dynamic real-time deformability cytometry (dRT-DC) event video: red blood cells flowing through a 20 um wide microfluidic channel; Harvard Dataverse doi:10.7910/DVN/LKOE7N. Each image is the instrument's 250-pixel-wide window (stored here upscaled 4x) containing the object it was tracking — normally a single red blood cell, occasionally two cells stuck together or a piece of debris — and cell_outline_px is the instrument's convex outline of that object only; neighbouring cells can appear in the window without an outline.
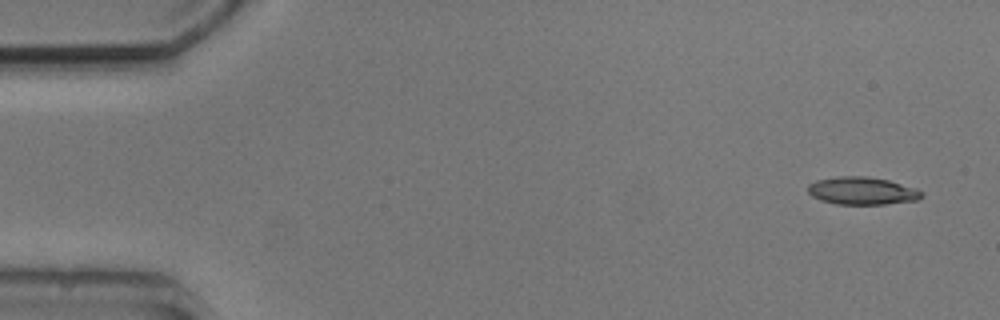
{"species": "common noctule bat (a hibernating species)", "species_latin": "Nyctalus noctula", "temperature_condition": "cold", "stored_images_in_passage": 2, "camera_frame_rate_fps": 3000, "um_per_image_px": 0.085, "animal": {"sex": "male", "body_mass_g": 20.5, "forearm_length_mm": 52.5}, "frame": {"image": 1, "passage_image": 2, "time_ms": 2.0, "image_size_px": [1000, 320], "cell_outline_px": [[924, 196], [920, 200], [884, 204], [836, 204], [820, 200], [812, 196], [808, 192], [808, 184], [816, 180], [840, 176], [868, 176], [888, 180], [916, 188], [924, 192]], "centroid_in_image_um": [73.31, 16.22], "position_along_channel_um": 11.7, "area_um2": 18.5}}